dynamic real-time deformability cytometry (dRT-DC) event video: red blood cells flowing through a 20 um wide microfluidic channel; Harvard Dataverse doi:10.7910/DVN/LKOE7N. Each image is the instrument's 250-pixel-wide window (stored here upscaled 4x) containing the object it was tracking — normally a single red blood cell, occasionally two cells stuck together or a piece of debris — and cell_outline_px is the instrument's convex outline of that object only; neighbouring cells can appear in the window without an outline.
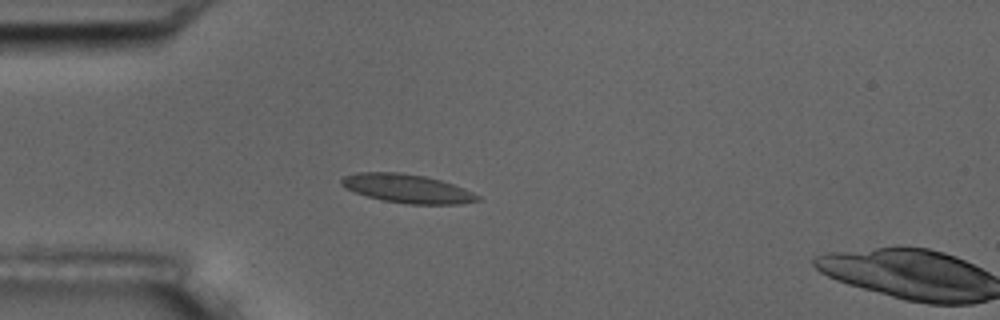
{"species": "common noctule bat (a hibernating species)", "species_latin": "Nyctalus noctula", "temperature_condition": "room temperature", "stored_images_in_passage": 2, "camera_frame_rate_fps": 3000, "um_per_image_px": 0.085, "animal": {"sex": "male", "body_mass_g": 17.5, "forearm_length_mm": 52.3}, "frame": {"image": 1, "passage_image": 1, "time_ms": 0.0, "image_size_px": [1000, 320], "cell_outline_px": [[480, 200], [460, 204], [408, 204], [384, 200], [368, 196], [344, 188], [340, 184], [340, 180], [344, 176], [356, 172], [400, 172], [424, 176], [440, 180], [464, 188], [480, 196]], "centroid_in_image_um": [34.6, 16.02], "position_along_channel_um": 50.4, "area_um2": 22.66}}